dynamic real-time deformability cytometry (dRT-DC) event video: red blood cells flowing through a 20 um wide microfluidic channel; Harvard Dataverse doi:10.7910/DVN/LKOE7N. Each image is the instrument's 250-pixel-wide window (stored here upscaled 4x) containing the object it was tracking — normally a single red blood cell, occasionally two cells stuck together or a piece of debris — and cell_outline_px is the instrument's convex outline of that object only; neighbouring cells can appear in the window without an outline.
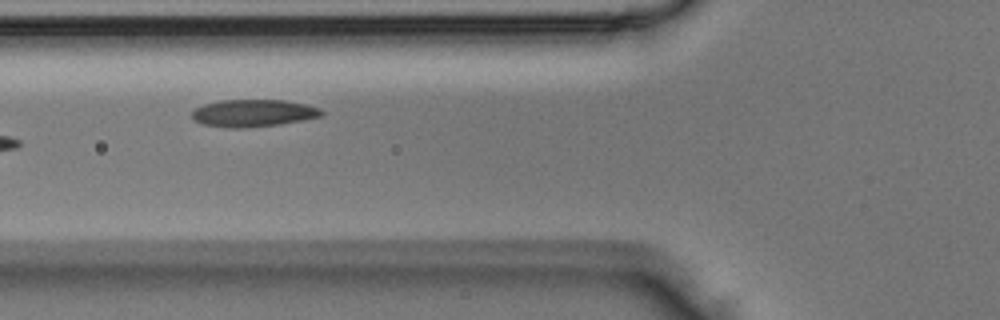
{"species": "Egyptian fruit bat (a non-hibernating species)", "species_latin": "Rousettus aegyptiacus", "temperature_condition": "room temperature", "stored_images_in_passage": 2, "camera_frame_rate_fps": 3000, "um_per_image_px": 0.085, "animal": {"sex": "male"}, "frame": {"image": 1, "passage_image": 2, "time_ms": 0.333, "image_size_px": [1000, 320], "cell_outline_px": [[324, 112], [320, 116], [304, 120], [280, 124], [244, 128], [228, 128], [204, 124], [196, 120], [192, 116], [192, 112], [196, 108], [204, 104], [220, 100], [284, 100], [304, 104], [320, 108]], "centroid_in_image_um": [21.54, 9.61], "position_along_channel_um": 104.3, "area_um2": 20.46}}